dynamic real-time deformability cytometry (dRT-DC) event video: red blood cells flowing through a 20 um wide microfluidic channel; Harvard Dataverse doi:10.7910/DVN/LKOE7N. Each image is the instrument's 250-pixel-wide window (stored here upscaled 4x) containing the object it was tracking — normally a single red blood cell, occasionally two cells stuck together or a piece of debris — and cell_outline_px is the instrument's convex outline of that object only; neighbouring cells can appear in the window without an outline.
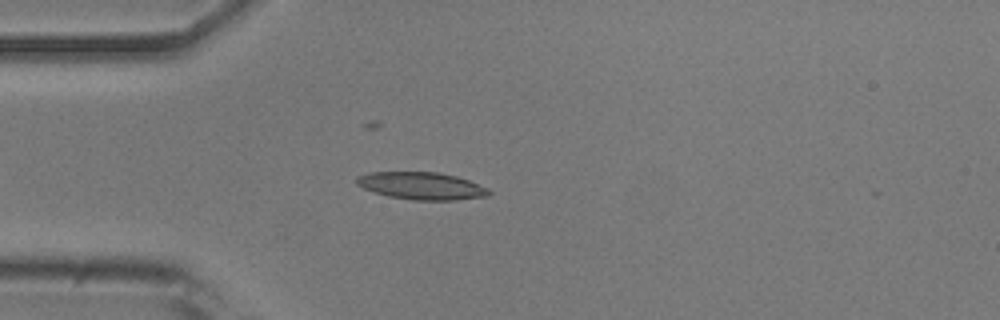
{"species": "common noctule bat (a hibernating species)", "species_latin": "Nyctalus noctula", "temperature_condition": "room temperature", "stored_images_in_passage": 21, "camera_frame_rate_fps": 3000, "um_per_image_px": 0.085, "animal": {"sex": "male", "body_mass_g": 20.5, "forearm_length_mm": 52.5}, "frame": {"image": 1, "passage_image": 8, "time_ms": 2.333, "image_size_px": [1000, 320], "cell_outline_px": [[492, 192], [488, 196], [452, 200], [412, 200], [388, 196], [364, 188], [356, 184], [356, 176], [372, 172], [440, 172], [456, 176], [468, 180], [488, 188]], "centroid_in_image_um": [35.84, 15.79], "position_along_channel_um": 49.2, "area_um2": 21.04}}
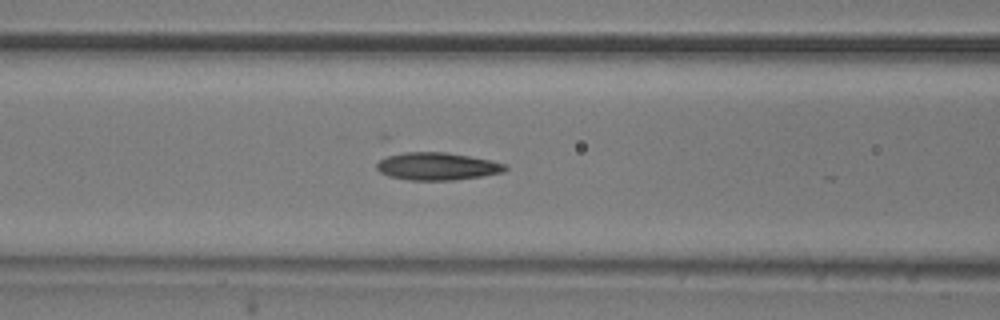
{"frame": {"image": 2, "passage_image": 15, "time_ms": 4.667, "image_size_px": [1000, 320], "cell_outline_px": [[508, 168], [504, 172], [456, 180], [408, 180], [388, 176], [380, 172], [376, 168], [376, 164], [388, 152], [444, 152], [468, 156], [488, 160], [504, 164]], "centroid_in_image_um": [37.06, 14.13], "position_along_channel_um": 129.5, "area_um2": 20.81}}
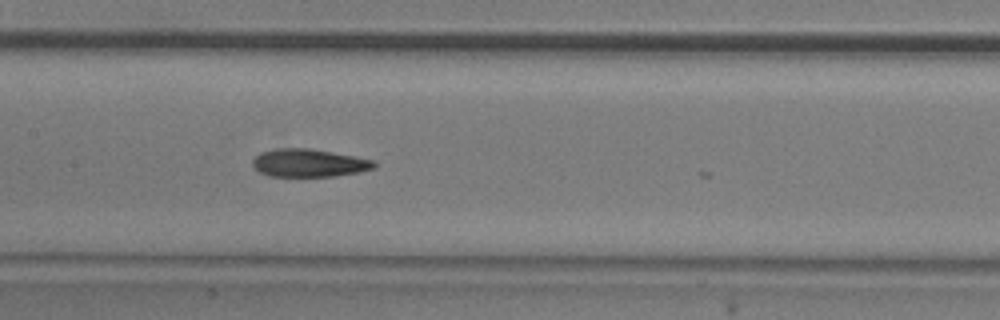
{"frame": {"image": 3, "passage_image": 19, "time_ms": 6.0, "image_size_px": [1000, 320], "cell_outline_px": [[376, 168], [360, 172], [336, 176], [268, 176], [260, 172], [252, 164], [252, 160], [260, 152], [276, 148], [308, 148], [332, 152], [376, 160]], "centroid_in_image_um": [26.29, 13.85], "position_along_channel_um": 181.1, "area_um2": 19.88}}